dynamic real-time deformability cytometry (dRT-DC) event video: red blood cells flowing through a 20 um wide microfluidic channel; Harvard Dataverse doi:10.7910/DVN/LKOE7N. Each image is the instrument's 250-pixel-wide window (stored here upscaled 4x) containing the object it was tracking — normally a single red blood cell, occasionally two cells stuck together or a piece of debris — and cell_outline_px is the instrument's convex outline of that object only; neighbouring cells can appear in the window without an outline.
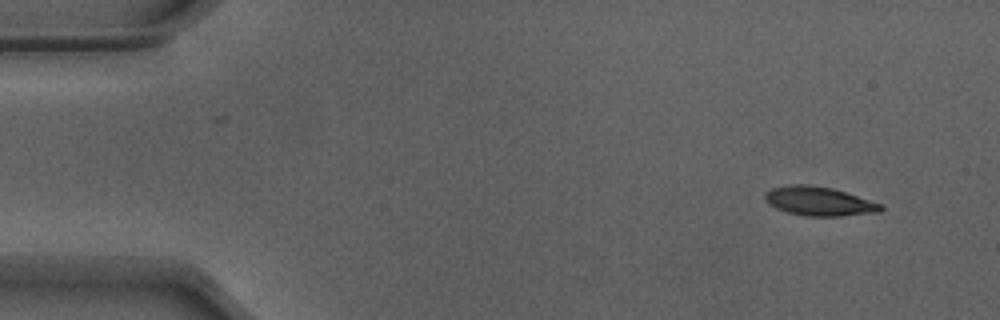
{"species": "Egyptian fruit bat (a non-hibernating species)", "species_latin": "Rousettus aegyptiacus", "temperature_condition": "warm", "stored_images_in_passage": 49, "camera_frame_rate_fps": 3000, "um_per_image_px": 0.085, "animal": {"sex": "male"}, "frame": {"image": 1, "passage_image": 1, "time_ms": 0.0, "image_size_px": [1000, 320], "cell_outline_px": [[884, 208], [880, 212], [840, 216], [804, 216], [788, 212], [776, 208], [764, 196], [764, 192], [772, 188], [792, 184], [804, 184], [832, 188], [880, 204]], "centroid_in_image_um": [69.61, 17.11], "position_along_channel_um": 15.4, "area_um2": 19.19}}
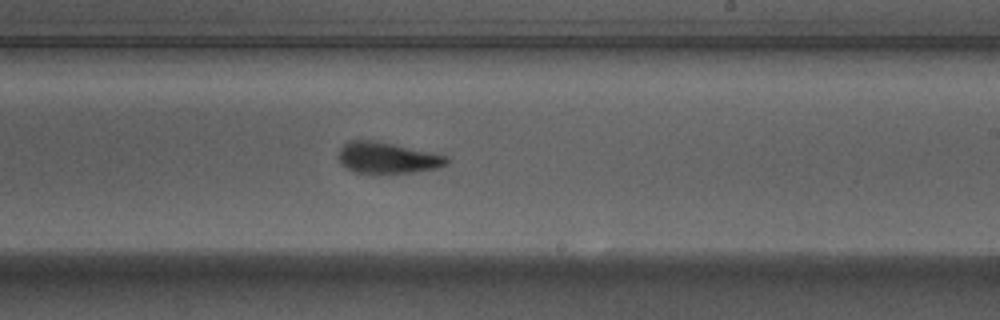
{"frame": {"image": 2, "passage_image": 28, "time_ms": 9.0, "image_size_px": [1000, 320], "cell_outline_px": [[448, 164], [436, 168], [412, 172], [376, 176], [352, 172], [340, 164], [336, 156], [340, 148], [348, 140], [376, 140], [448, 156]], "centroid_in_image_um": [32.83, 13.45], "position_along_channel_um": 256.2, "area_um2": 20.46}}
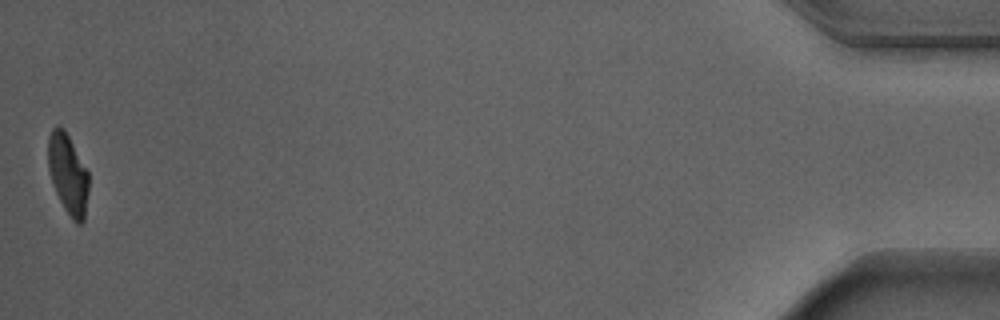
{"frame": {"image": 3, "passage_image": 49, "time_ms": 16.0, "image_size_px": [1000, 320], "cell_outline_px": [[88, 192], [84, 220], [80, 224], [76, 224], [72, 220], [64, 208], [56, 192], [48, 168], [48, 136], [52, 128], [64, 128], [88, 172]], "centroid_in_image_um": [5.78, 14.82], "position_along_channel_um": 429.4, "area_um2": 18.67}, "authors_computed_cell_mechanics": {"area_um2": 20.4034, "velocity_mm_per_s": 3.8914, "shape_relaxation_time_tau1_ms": 2.9662, "shape_relaxation_time_tau2_ms": 2.1189, "deformation_change_tau1": 0.1792, "deformation_change_tau2": 0.0725}}